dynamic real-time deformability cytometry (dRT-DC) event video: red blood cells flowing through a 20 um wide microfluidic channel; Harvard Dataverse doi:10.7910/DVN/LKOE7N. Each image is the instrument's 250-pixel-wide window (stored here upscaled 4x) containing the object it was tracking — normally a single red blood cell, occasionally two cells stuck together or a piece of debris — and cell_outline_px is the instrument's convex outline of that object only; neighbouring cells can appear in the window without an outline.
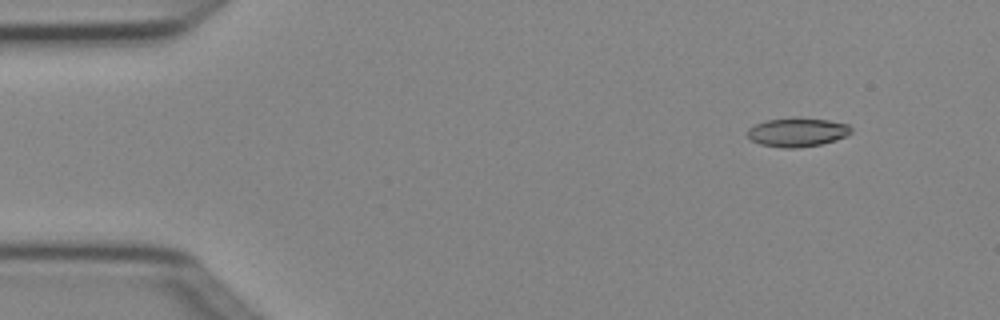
{"species": "Egyptian fruit bat (a non-hibernating species)", "species_latin": "Rousettus aegyptiacus", "temperature_condition": "cold", "stored_images_in_passage": 5, "camera_frame_rate_fps": 3000, "um_per_image_px": 0.085, "animal": {"sex": "female"}, "frame": {"image": 1, "passage_image": 1, "time_ms": 0.0, "image_size_px": [1000, 320], "cell_outline_px": [[852, 132], [848, 136], [836, 140], [820, 144], [796, 148], [784, 148], [760, 144], [752, 140], [748, 136], [748, 128], [756, 124], [768, 120], [792, 116], [796, 116], [828, 120], [848, 124], [852, 128]], "centroid_in_image_um": [67.81, 11.22], "position_along_channel_um": 17.2, "area_um2": 17.69}}
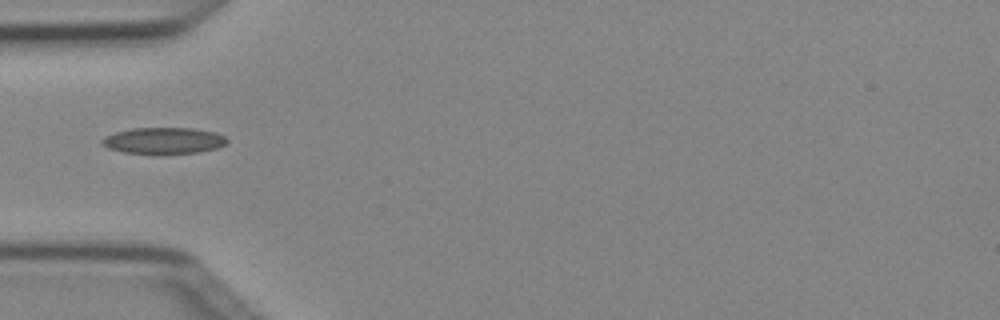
{"frame": {"image": 2, "passage_image": 4, "time_ms": 1.0, "image_size_px": [1000, 320], "cell_outline_px": [[228, 144], [216, 148], [200, 152], [124, 152], [108, 148], [100, 144], [100, 140], [104, 136], [116, 132], [132, 128], [192, 128], [212, 132], [224, 136], [228, 140]], "centroid_in_image_um": [13.89, 11.93], "position_along_channel_um": 71.1, "area_um2": 18.73}}
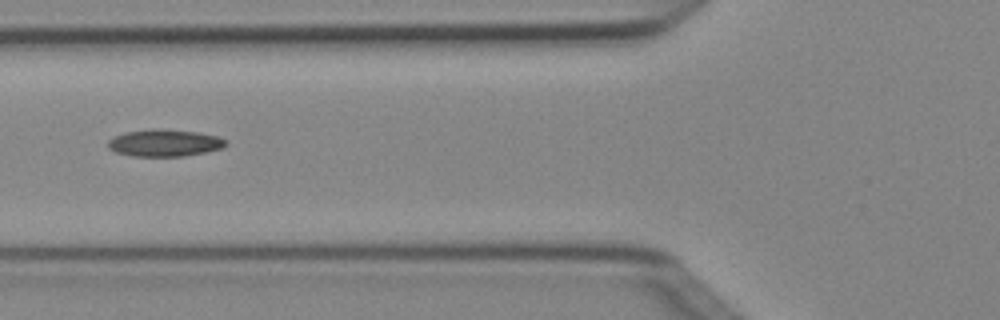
{"frame": {"image": 3, "passage_image": 5, "time_ms": 1.333, "image_size_px": [1000, 320], "cell_outline_px": [[228, 144], [224, 148], [184, 156], [132, 156], [116, 152], [108, 148], [108, 140], [124, 132], [152, 128], [156, 128], [196, 132], [220, 136], [228, 140]], "centroid_in_image_um": [14.02, 12.14], "position_along_channel_um": 111.8, "area_um2": 18.73}}